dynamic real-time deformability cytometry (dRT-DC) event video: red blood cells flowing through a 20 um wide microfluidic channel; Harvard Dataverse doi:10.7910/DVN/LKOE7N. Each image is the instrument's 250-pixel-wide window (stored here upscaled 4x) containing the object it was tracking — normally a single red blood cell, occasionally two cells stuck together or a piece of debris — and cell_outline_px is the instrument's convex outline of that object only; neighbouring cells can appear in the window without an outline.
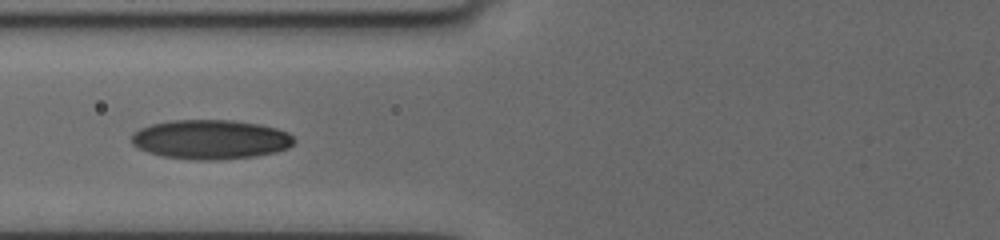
{"species": "human", "species_latin": "Homo sapiens", "temperature_condition": "cold", "stored_images_in_passage": 6, "camera_frame_rate_fps": 3000, "um_per_image_px": 0.085, "donor": {"sex": "female"}, "frame": {"image": 1, "passage_image": 4, "time_ms": 2.667, "image_size_px": [1000, 240], "cell_outline_px": [[296, 140], [288, 148], [276, 152], [256, 156], [216, 160], [196, 160], [164, 156], [148, 152], [136, 148], [132, 144], [132, 132], [140, 128], [152, 124], [168, 120], [232, 120], [260, 124], [276, 128], [288, 132]], "centroid_in_image_um": [17.89, 11.85], "position_along_channel_um": 107.9, "area_um2": 37.51}}
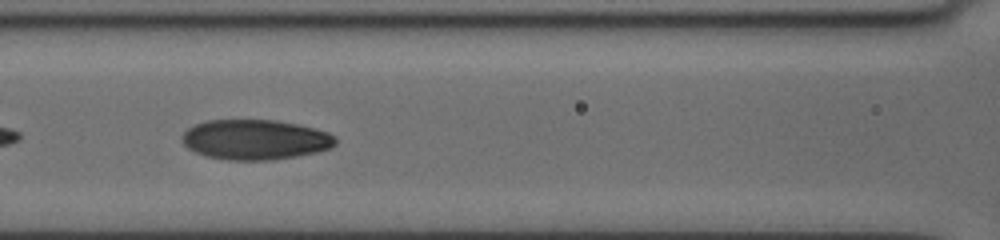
{"frame": {"image": 2, "passage_image": 5, "time_ms": 3.667, "image_size_px": [1000, 240], "cell_outline_px": [[336, 144], [328, 148], [316, 152], [296, 156], [272, 160], [228, 160], [204, 156], [188, 148], [180, 140], [180, 136], [188, 128], [196, 124], [208, 120], [276, 120], [296, 124], [328, 132], [336, 136]], "centroid_in_image_um": [21.66, 11.87], "position_along_channel_um": 144.9, "area_um2": 35.84}}